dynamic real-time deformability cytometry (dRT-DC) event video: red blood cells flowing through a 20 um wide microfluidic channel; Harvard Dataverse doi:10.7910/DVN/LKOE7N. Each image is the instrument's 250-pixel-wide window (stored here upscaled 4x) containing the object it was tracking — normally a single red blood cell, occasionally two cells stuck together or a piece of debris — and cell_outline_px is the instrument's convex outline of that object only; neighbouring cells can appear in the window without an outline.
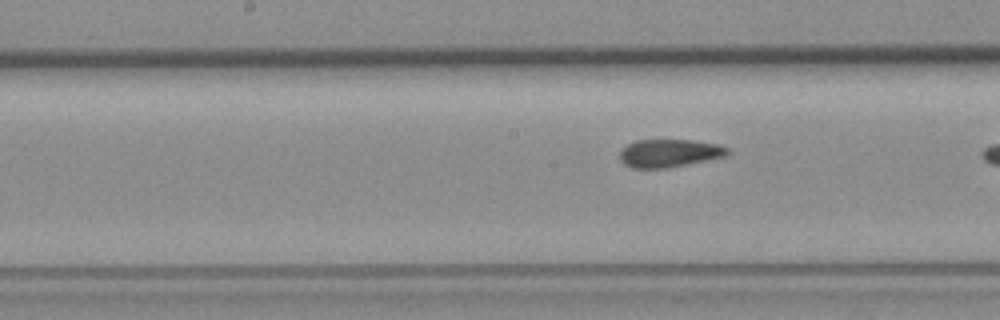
{"species": "common noctule bat (a hibernating species)", "species_latin": "Nyctalus noctula", "temperature_condition": "room temperature", "stored_images_in_passage": 9, "segment_of_instrument_passage": [2, 2], "camera_frame_rate_fps": 3000, "um_per_image_px": 0.085, "animal": {"sex": "female", "body_mass_g": 19.3, "forearm_length_mm": 54.1}, "frame": {"image": 1, "passage_image": 9, "time_ms": 10.0, "image_size_px": [1000, 320], "cell_outline_px": [[728, 152], [724, 156], [688, 164], [668, 168], [632, 168], [624, 164], [620, 160], [620, 152], [628, 144], [636, 140], [692, 140], [716, 144], [728, 148]], "centroid_in_image_um": [56.85, 13.02], "position_along_channel_um": 191.4, "area_um2": 17.34}}